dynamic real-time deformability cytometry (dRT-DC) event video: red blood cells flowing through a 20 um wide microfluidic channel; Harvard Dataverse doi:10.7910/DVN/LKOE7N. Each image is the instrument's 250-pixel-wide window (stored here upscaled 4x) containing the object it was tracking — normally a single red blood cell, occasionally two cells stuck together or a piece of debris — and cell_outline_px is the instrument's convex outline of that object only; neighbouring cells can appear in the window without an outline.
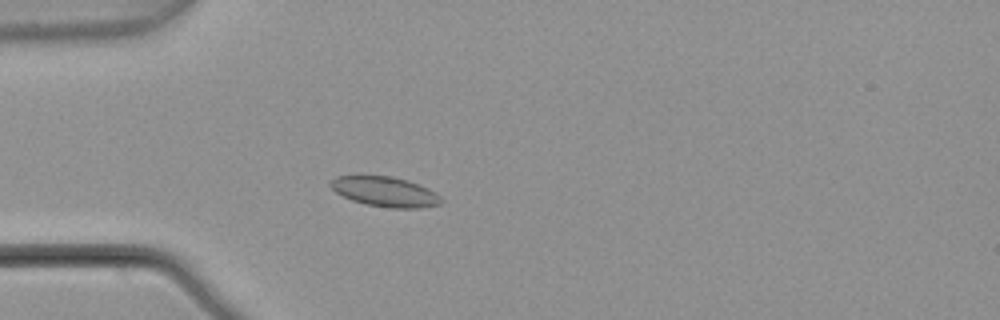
{"species": "common noctule bat (a hibernating species)", "species_latin": "Nyctalus noctula", "temperature_condition": "warm", "stored_images_in_passage": 2, "camera_frame_rate_fps": 3000, "um_per_image_px": 0.085, "animal": {"sex": "male", "body_mass_g": 21.5, "forearm_length_mm": 52.0}, "frame": {"image": 1, "passage_image": 2, "time_ms": 0.333, "image_size_px": [1000, 320], "cell_outline_px": [[444, 200], [440, 204], [420, 208], [388, 208], [364, 204], [352, 200], [336, 192], [328, 184], [328, 180], [336, 176], [392, 176], [408, 180], [428, 188], [436, 192]], "centroid_in_image_um": [32.73, 16.29], "position_along_channel_um": 52.3, "area_um2": 19.48}}